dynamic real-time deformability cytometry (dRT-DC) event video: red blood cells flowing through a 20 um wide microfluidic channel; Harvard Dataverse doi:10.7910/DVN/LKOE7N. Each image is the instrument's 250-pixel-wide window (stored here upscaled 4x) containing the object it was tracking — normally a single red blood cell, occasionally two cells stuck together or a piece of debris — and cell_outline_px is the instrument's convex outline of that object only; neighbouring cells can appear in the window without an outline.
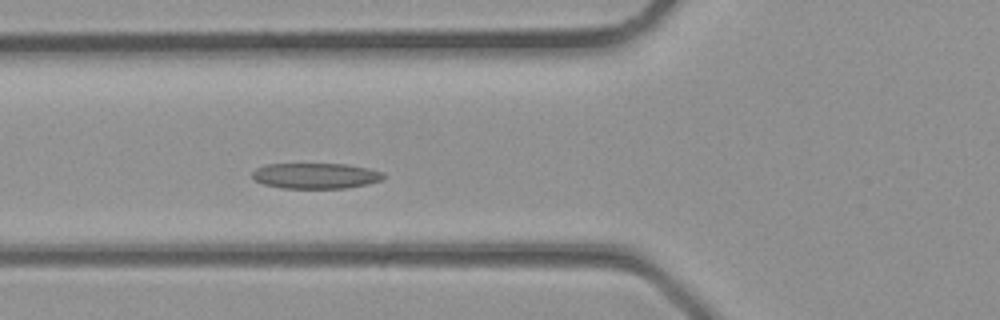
{"species": "common noctule bat (a hibernating species)", "species_latin": "Nyctalus noctula", "temperature_condition": "room temperature", "stored_images_in_passage": 25, "camera_frame_rate_fps": 3000, "um_per_image_px": 0.085, "animal": {"sex": "male", "body_mass_g": 23.1, "forearm_length_mm": 52.7}, "frame": {"image": 1, "passage_image": 6, "time_ms": 1.667, "image_size_px": [1000, 320], "cell_outline_px": [[384, 176], [380, 180], [368, 184], [348, 188], [280, 188], [264, 184], [256, 180], [252, 176], [252, 172], [256, 168], [264, 164], [348, 164], [368, 168], [384, 172]], "centroid_in_image_um": [26.83, 14.94], "position_along_channel_um": 99.0, "area_um2": 19.65}}
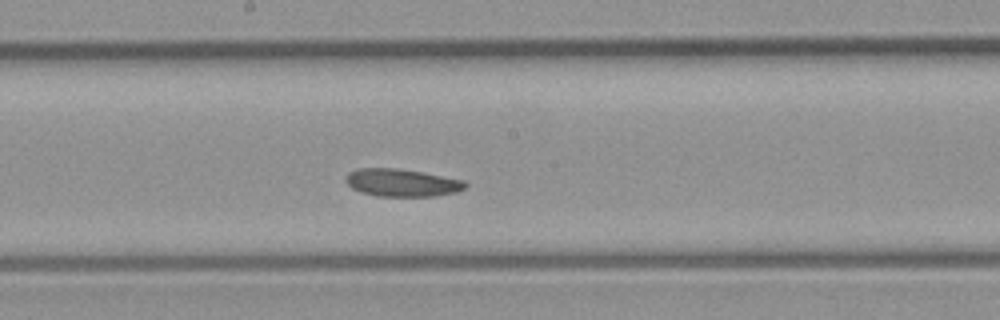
{"frame": {"image": 2, "passage_image": 12, "time_ms": 3.667, "image_size_px": [1000, 320], "cell_outline_px": [[468, 184], [464, 188], [456, 192], [436, 196], [380, 196], [360, 192], [352, 188], [344, 180], [344, 176], [348, 172], [360, 168], [396, 168], [420, 172], [464, 180]], "centroid_in_image_um": [34.13, 15.53], "position_along_channel_um": 214.1, "area_um2": 19.19}}
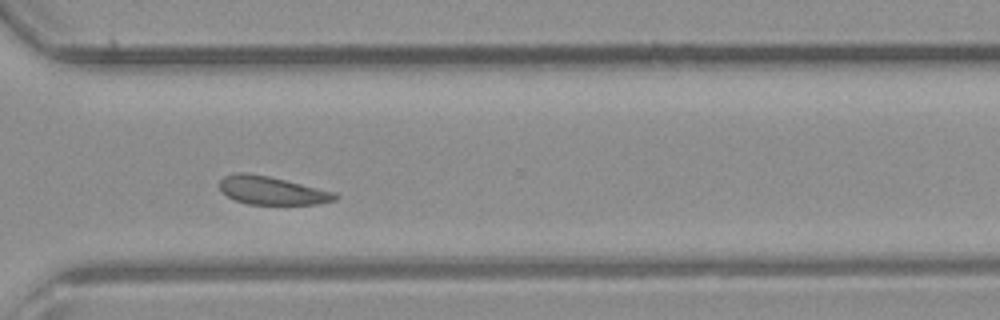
{"frame": {"image": 3, "passage_image": 19, "time_ms": 6.0, "image_size_px": [1000, 320], "cell_outline_px": [[340, 196], [336, 200], [316, 204], [248, 204], [236, 200], [228, 196], [220, 188], [220, 180], [224, 176], [236, 172], [248, 172], [268, 176], [336, 192]], "centroid_in_image_um": [23.13, 16.19], "position_along_channel_um": 347.5, "area_um2": 18.9}}